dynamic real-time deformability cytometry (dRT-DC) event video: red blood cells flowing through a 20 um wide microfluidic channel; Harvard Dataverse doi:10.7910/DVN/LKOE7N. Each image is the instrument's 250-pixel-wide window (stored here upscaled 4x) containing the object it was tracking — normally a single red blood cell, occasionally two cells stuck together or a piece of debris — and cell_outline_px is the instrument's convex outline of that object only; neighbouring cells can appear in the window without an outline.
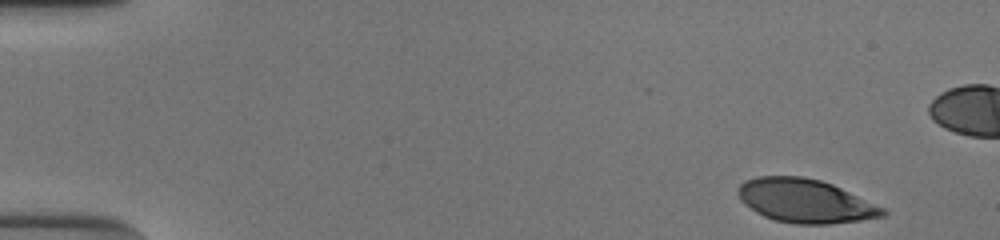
{"species": "human", "species_latin": "Homo sapiens", "temperature_condition": "cold", "stored_images_in_passage": 46, "camera_frame_rate_fps": 3000, "um_per_image_px": 0.085, "donor": {"sex": "male"}, "frame": {"image": 1, "passage_image": 1, "time_ms": 0.0, "image_size_px": [1000, 240], "cell_outline_px": [[888, 212], [884, 216], [860, 220], [828, 224], [796, 224], [776, 220], [764, 216], [756, 212], [744, 204], [740, 200], [736, 192], [740, 184], [744, 180], [756, 176], [804, 176], [820, 180], [832, 184], [884, 208]], "centroid_in_image_um": [68.4, 17.07], "position_along_channel_um": 16.6, "area_um2": 36.76}}
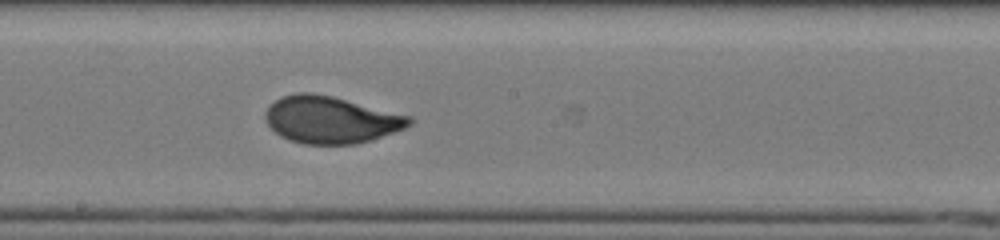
{"frame": {"image": 2, "passage_image": 27, "time_ms": 8.667, "image_size_px": [1000, 240], "cell_outline_px": [[416, 120], [412, 124], [404, 128], [372, 140], [356, 144], [304, 144], [288, 140], [280, 136], [268, 124], [264, 116], [264, 112], [268, 104], [280, 96], [296, 92], [308, 92], [332, 96], [412, 116]], "centroid_in_image_um": [28.11, 10.17], "position_along_channel_um": 220.1, "area_um2": 39.82}}
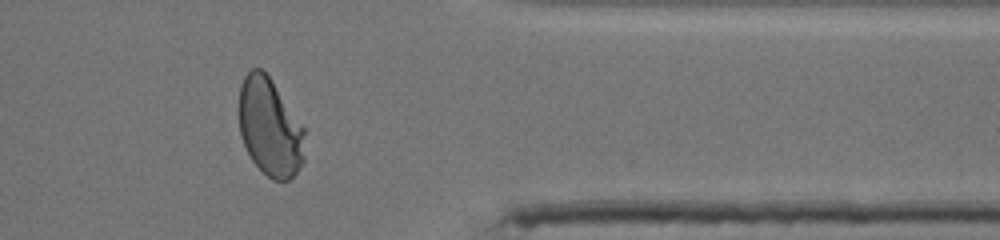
{"frame": {"image": 3, "passage_image": 41, "time_ms": 13.333, "image_size_px": [1000, 240], "cell_outline_px": [[304, 160], [296, 172], [288, 180], [272, 180], [252, 160], [240, 136], [240, 84], [244, 76], [252, 68], [260, 68], [272, 80], [304, 124]], "centroid_in_image_um": [22.96, 10.8], "position_along_channel_um": 388.4, "area_um2": 37.57}, "authors_computed_cell_mechanics": {"area_um2": 38.5237, "velocity_mm_per_s": 3.8695, "shape_relaxation_time_tau1_ms": 4.4269, "shape_relaxation_time_tau2_ms": null, "deformation_change_tau1": 0.1878, "deformation_change_tau2": null}}